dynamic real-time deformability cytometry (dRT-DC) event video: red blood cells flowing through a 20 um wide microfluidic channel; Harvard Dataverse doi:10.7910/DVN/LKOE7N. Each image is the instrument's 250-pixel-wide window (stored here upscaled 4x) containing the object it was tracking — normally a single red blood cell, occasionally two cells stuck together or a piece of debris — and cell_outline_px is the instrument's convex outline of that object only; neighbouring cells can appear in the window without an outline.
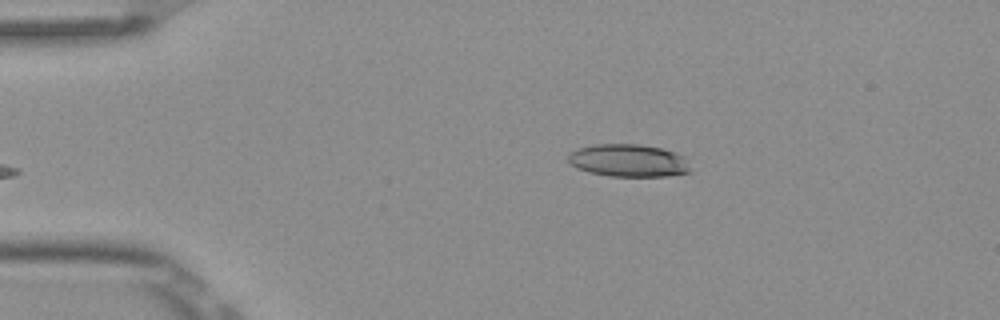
{"species": "Egyptian fruit bat (a non-hibernating species)", "species_latin": "Rousettus aegyptiacus", "temperature_condition": "room temperature", "stored_images_in_passage": 4, "camera_frame_rate_fps": 3000, "um_per_image_px": 0.085, "frame": {"image": 1, "passage_image": 4, "time_ms": 1.0, "image_size_px": [1000, 320], "cell_outline_px": [[692, 172], [668, 176], [608, 176], [588, 172], [576, 168], [568, 160], [568, 156], [572, 152], [580, 148], [596, 144], [640, 144], [660, 148], [684, 156], [692, 168]], "centroid_in_image_um": [53.46, 13.66], "position_along_channel_um": 31.5, "area_um2": 23.24}}